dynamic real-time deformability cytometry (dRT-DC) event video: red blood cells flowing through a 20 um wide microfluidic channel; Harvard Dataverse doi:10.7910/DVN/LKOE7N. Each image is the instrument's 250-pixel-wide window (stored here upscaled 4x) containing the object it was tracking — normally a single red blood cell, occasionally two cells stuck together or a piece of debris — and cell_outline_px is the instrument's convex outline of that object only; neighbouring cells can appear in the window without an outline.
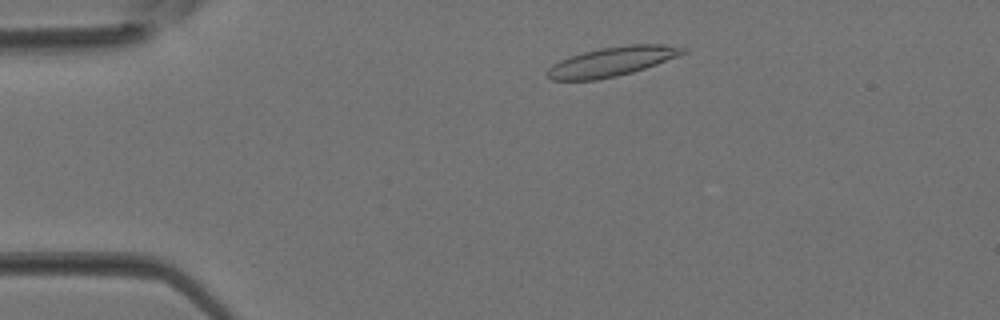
{"species": "Egyptian fruit bat (a non-hibernating species)", "species_latin": "Rousettus aegyptiacus", "temperature_condition": "room temperature", "stored_images_in_passage": 2, "segment_of_instrument_passage": [1, 2], "camera_frame_rate_fps": 3000, "um_per_image_px": 0.085, "animal": {"sex": "female"}, "frame": {"image": 1, "passage_image": 1, "time_ms": 0.0, "image_size_px": [1000, 320], "cell_outline_px": [[688, 52], [656, 64], [632, 72], [616, 76], [596, 80], [552, 80], [548, 76], [548, 68], [552, 64], [568, 56], [600, 48], [632, 44], [664, 44], [684, 48]], "centroid_in_image_um": [52.0, 5.23], "position_along_channel_um": 33.0, "area_um2": 22.95}}